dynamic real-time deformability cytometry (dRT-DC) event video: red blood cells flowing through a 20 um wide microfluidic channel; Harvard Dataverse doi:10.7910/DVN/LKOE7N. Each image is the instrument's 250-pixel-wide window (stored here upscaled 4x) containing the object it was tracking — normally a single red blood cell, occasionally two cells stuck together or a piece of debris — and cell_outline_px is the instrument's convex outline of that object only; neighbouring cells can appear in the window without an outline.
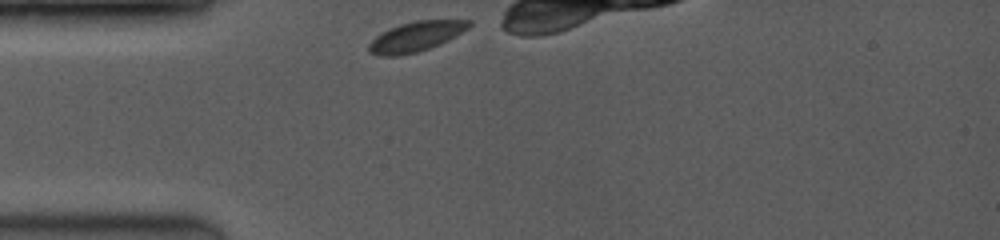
{"species": "common noctule bat (a hibernating species)", "species_latin": "Nyctalus noctula", "temperature_condition": "room temperature", "stored_images_in_passage": 1, "camera_frame_rate_fps": 3500, "um_per_image_px": 0.085, "animal": {"sex": "female", "body_mass_g": 19.0, "forearm_length_mm": 53.3}, "frame": {"image": 1, "passage_image": 1, "time_ms": 0.0, "image_size_px": [1000, 240], "cell_outline_px": [[472, 24], [468, 28], [456, 36], [440, 44], [416, 52], [396, 56], [380, 56], [368, 52], [368, 44], [376, 36], [388, 28], [400, 24], [416, 20], [472, 20]], "centroid_in_image_um": [35.34, 3.1], "position_along_channel_um": 49.7, "area_um2": 17.46}}